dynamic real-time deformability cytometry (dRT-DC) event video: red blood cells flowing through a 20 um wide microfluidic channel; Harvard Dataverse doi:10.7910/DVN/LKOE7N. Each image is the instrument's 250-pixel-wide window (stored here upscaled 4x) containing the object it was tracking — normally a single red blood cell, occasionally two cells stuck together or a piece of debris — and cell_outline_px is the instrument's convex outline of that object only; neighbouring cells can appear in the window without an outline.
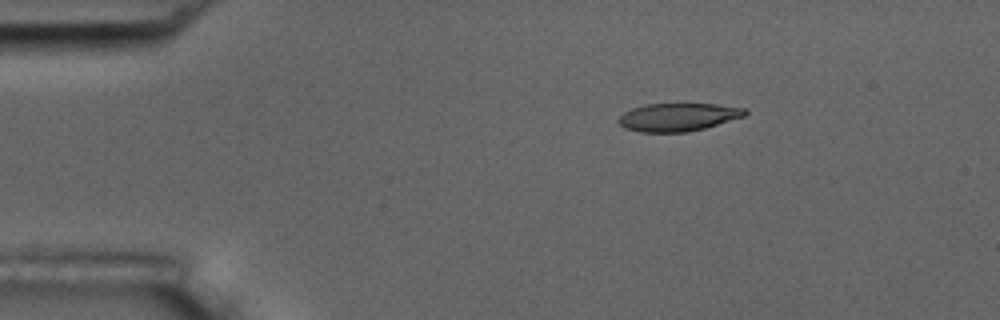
{"species": "common noctule bat (a hibernating species)", "species_latin": "Nyctalus noctula", "temperature_condition": "room temperature", "stored_images_in_passage": 5, "camera_frame_rate_fps": 3000, "um_per_image_px": 0.085, "animal": {"sex": "male", "body_mass_g": 17.5, "forearm_length_mm": 52.3}, "frame": {"image": 1, "passage_image": 3, "time_ms": 2.333, "image_size_px": [1000, 320], "cell_outline_px": [[748, 112], [744, 116], [704, 128], [688, 132], [640, 132], [624, 128], [616, 120], [624, 112], [632, 108], [644, 104], [716, 104], [744, 108]], "centroid_in_image_um": [57.59, 9.95], "position_along_channel_um": 27.4, "area_um2": 20.58}}